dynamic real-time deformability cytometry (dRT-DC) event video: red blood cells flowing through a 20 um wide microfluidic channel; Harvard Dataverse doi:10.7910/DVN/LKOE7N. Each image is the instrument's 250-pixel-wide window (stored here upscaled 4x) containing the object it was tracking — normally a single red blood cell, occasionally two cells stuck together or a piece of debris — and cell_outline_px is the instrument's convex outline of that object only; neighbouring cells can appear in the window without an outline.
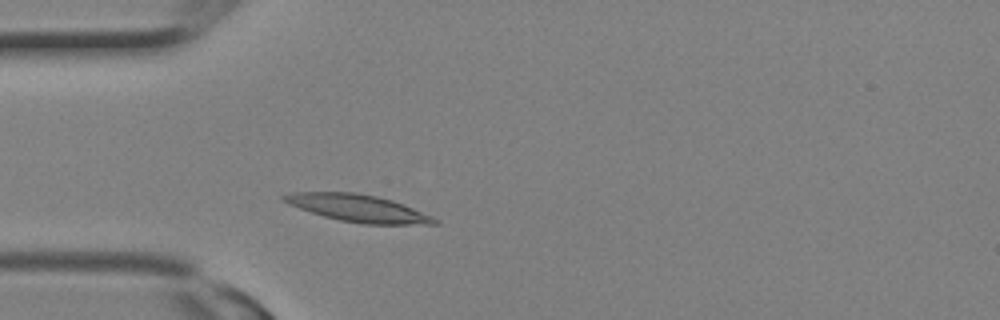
{"species": "Egyptian fruit bat (a non-hibernating species)", "species_latin": "Rousettus aegyptiacus", "temperature_condition": "room temperature", "stored_images_in_passage": 1, "camera_frame_rate_fps": 3000, "um_per_image_px": 0.085, "animal": {"sex": "female"}, "frame": {"image": 1, "passage_image": 1, "time_ms": 0.0, "image_size_px": [1000, 320], "cell_outline_px": [[440, 224], [364, 224], [340, 220], [324, 216], [288, 204], [280, 200], [280, 196], [292, 192], [356, 192], [376, 196], [392, 200], [404, 204], [432, 216], [440, 220]], "centroid_in_image_um": [30.44, 17.69], "position_along_channel_um": 54.6, "area_um2": 23.87}}